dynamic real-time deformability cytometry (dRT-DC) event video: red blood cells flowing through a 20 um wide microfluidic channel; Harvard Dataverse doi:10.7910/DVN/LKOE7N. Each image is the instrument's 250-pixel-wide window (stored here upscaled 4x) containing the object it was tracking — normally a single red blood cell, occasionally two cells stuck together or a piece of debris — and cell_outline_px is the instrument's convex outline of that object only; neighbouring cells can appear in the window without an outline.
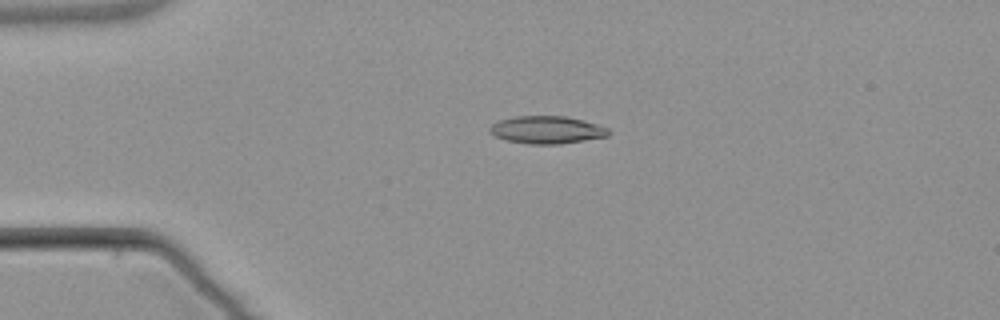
{"species": "common noctule bat (a hibernating species)", "species_latin": "Nyctalus noctula", "temperature_condition": "warm", "stored_images_in_passage": 4, "camera_frame_rate_fps": 3000, "um_per_image_px": 0.085, "animal": {"sex": "male", "body_mass_g": 21.5, "forearm_length_mm": 52.0}, "frame": {"image": 1, "passage_image": 3, "time_ms": 2.667, "image_size_px": [1000, 320], "cell_outline_px": [[612, 132], [608, 136], [560, 144], [528, 144], [508, 140], [496, 136], [488, 132], [488, 128], [492, 124], [500, 120], [516, 116], [564, 116], [596, 124], [608, 128]], "centroid_in_image_um": [46.47, 11.04], "position_along_channel_um": 38.5, "area_um2": 18.96}}